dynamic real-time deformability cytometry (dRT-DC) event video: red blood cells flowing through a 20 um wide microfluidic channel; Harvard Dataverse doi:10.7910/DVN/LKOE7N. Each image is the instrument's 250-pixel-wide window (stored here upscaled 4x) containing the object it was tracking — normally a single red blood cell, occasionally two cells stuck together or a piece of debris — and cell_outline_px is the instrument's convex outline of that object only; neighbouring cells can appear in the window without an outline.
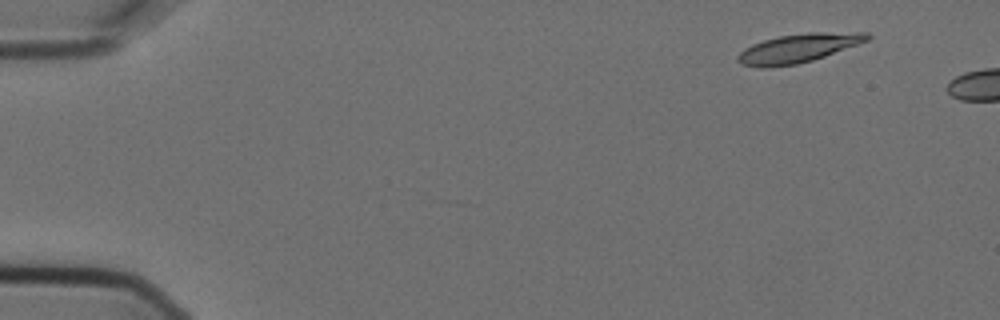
{"species": "Egyptian fruit bat (a non-hibernating species)", "species_latin": "Rousettus aegyptiacus", "temperature_condition": "cold", "stored_images_in_passage": 2, "camera_frame_rate_fps": 3000, "um_per_image_px": 0.085, "animal": {"sex": "female"}, "frame": {"image": 1, "passage_image": 1, "time_ms": 0.0, "image_size_px": [1000, 320], "cell_outline_px": [[872, 36], [868, 40], [824, 56], [812, 60], [796, 64], [768, 68], [760, 68], [740, 64], [736, 60], [736, 56], [744, 48], [752, 44], [764, 40], [780, 36], [808, 32], [868, 32]], "centroid_in_image_um": [67.81, 4.1], "position_along_channel_um": 17.2, "area_um2": 21.73}}